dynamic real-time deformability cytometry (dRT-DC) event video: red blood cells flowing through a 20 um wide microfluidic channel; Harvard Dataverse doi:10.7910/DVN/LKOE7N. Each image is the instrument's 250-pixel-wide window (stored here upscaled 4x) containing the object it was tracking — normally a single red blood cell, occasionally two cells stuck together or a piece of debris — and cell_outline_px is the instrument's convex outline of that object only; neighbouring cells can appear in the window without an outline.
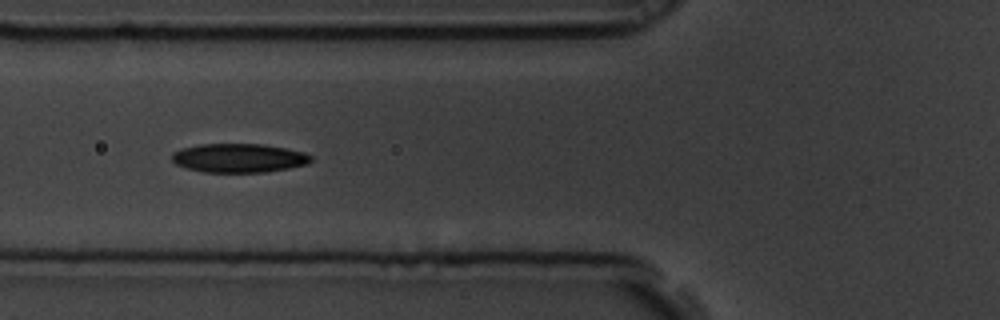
{"species": "common noctule bat (a hibernating species)", "species_latin": "Nyctalus noctula", "temperature_condition": "room temperature", "stored_images_in_passage": 9, "camera_frame_rate_fps": 3000, "um_per_image_px": 0.085, "animal": {"sex": "male", "body_mass_g": 19.5, "forearm_length_mm": 54.6}, "frame": {"image": 1, "passage_image": 8, "time_ms": 2.333, "image_size_px": [1000, 320], "cell_outline_px": [[312, 160], [308, 164], [288, 168], [264, 172], [204, 172], [184, 168], [176, 164], [172, 160], [172, 152], [180, 148], [200, 144], [264, 144], [304, 152], [312, 156]], "centroid_in_image_um": [20.27, 13.43], "position_along_channel_um": 105.5, "area_um2": 23.52}}
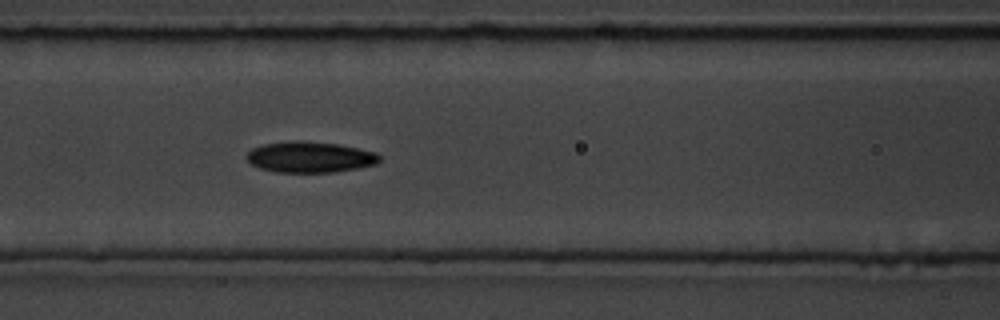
{"frame": {"image": 2, "passage_image": 9, "time_ms": 2.667, "image_size_px": [1000, 320], "cell_outline_px": [[380, 160], [376, 164], [336, 172], [276, 172], [260, 168], [252, 164], [244, 156], [252, 148], [264, 144], [296, 140], [300, 140], [336, 144], [376, 152], [380, 156]], "centroid_in_image_um": [26.32, 13.35], "position_along_channel_um": 140.3, "area_um2": 23.81}}